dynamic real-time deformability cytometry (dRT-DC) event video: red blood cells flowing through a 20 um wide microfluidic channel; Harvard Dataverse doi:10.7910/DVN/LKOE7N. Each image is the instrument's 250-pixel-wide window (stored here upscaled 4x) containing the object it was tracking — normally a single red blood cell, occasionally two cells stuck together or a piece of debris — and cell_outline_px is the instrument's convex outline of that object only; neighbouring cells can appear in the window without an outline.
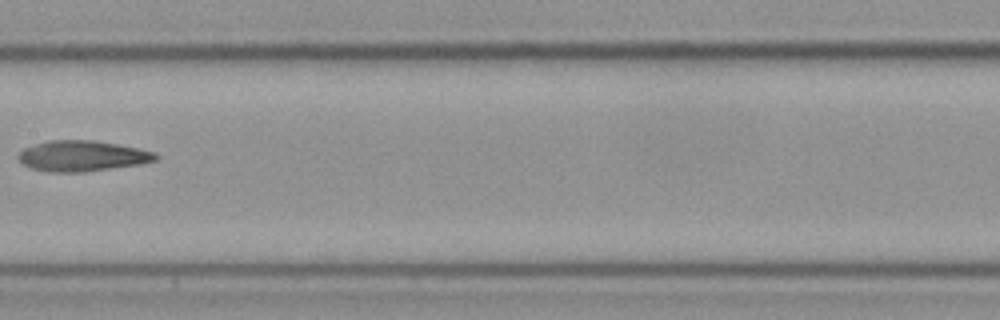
{"species": "Egyptian fruit bat (a non-hibernating species)", "species_latin": "Rousettus aegyptiacus", "temperature_condition": "cold", "stored_images_in_passage": 10, "camera_frame_rate_fps": 3000, "um_per_image_px": 0.085, "frame": {"image": 1, "passage_image": 10, "time_ms": 3.0, "image_size_px": [1000, 320], "cell_outline_px": [[160, 156], [156, 160], [140, 164], [84, 172], [48, 172], [32, 168], [24, 164], [16, 156], [24, 148], [48, 140], [96, 140], [156, 152]], "centroid_in_image_um": [7.0, 13.25], "position_along_channel_um": 200.4, "area_um2": 24.45}}